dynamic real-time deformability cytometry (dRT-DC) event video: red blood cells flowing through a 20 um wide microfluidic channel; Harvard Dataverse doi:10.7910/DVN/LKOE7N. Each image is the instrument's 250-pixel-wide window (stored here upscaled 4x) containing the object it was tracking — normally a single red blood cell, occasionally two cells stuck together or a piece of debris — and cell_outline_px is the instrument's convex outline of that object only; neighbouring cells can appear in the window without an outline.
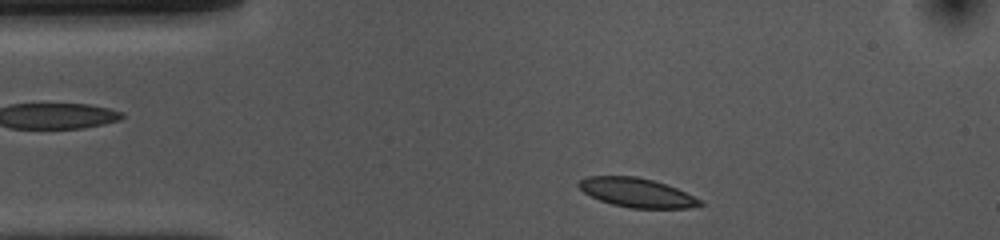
{"species": "common noctule bat (a hibernating species)", "species_latin": "Nyctalus noctula", "temperature_condition": "cold", "stored_images_in_passage": 35, "camera_frame_rate_fps": 3000, "um_per_image_px": 0.085, "animal": {"sex": "female", "body_mass_g": 10.0, "forearm_length_mm": 53.1}, "frame": {"image": 1, "passage_image": 2, "time_ms": 0.333, "image_size_px": [1000, 240], "cell_outline_px": [[704, 204], [688, 208], [632, 208], [612, 204], [600, 200], [584, 192], [576, 184], [580, 180], [588, 176], [636, 176], [652, 180], [676, 188], [704, 200]], "centroid_in_image_um": [54.15, 16.37], "position_along_channel_um": 30.8, "area_um2": 20.46}}
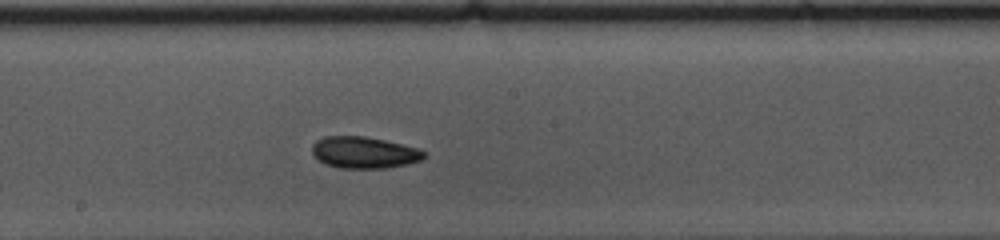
{"frame": {"image": 2, "passage_image": 20, "time_ms": 6.333, "image_size_px": [1000, 240], "cell_outline_px": [[428, 156], [424, 160], [408, 164], [388, 168], [340, 168], [324, 164], [312, 156], [312, 144], [316, 140], [324, 136], [364, 136], [384, 140], [420, 148]], "centroid_in_image_um": [30.96, 12.97], "position_along_channel_um": 217.2, "area_um2": 21.04}}
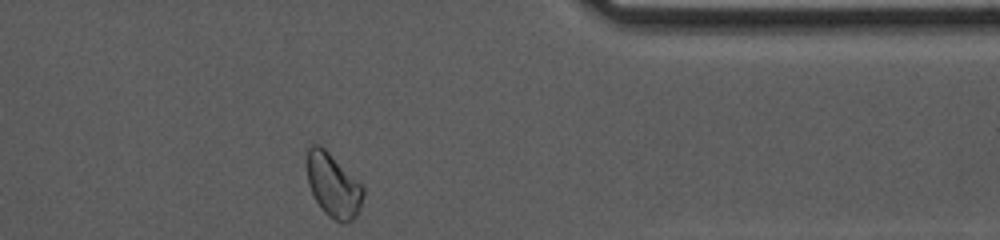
{"frame": {"image": 3, "passage_image": 35, "time_ms": 11.333, "image_size_px": [1000, 240], "cell_outline_px": [[364, 192], [360, 208], [356, 216], [348, 224], [340, 224], [328, 216], [320, 208], [308, 184], [308, 148], [312, 144], [320, 144], [364, 188]], "centroid_in_image_um": [28.33, 15.82], "position_along_channel_um": 383.1, "area_um2": 20.58}, "authors_computed_cell_mechanics": {"area_um2": 20.3456, "velocity_mm_per_s": 3.6818, "shape_relaxation_time_tau1_ms": 6.6847, "shape_relaxation_time_tau2_ms": null, "deformation_change_tau1": 0.1163, "deformation_change_tau2": null}}